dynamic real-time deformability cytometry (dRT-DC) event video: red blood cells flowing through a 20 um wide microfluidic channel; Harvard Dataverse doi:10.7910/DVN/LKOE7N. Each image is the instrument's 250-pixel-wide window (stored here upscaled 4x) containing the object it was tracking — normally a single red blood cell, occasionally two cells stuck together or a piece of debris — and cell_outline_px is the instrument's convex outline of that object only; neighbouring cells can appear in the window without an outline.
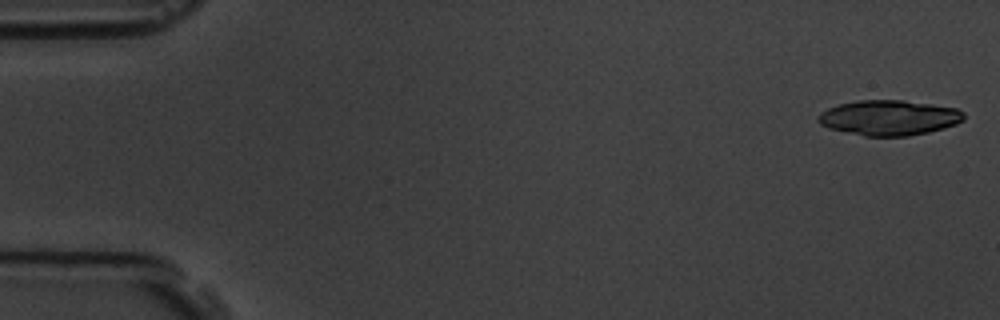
{"species": "common noctule bat (a hibernating species)", "species_latin": "Nyctalus noctula", "temperature_condition": "room temperature", "stored_images_in_passage": 9, "camera_frame_rate_fps": 3000, "um_per_image_px": 0.085, "animal": {"sex": "male", "body_mass_g": 19.5, "forearm_length_mm": 54.6}, "frame": {"image": 1, "passage_image": 1, "time_ms": 0.0, "image_size_px": [1000, 320], "cell_outline_px": [[964, 120], [956, 124], [944, 128], [928, 132], [908, 136], [864, 136], [828, 128], [820, 124], [816, 120], [820, 112], [828, 108], [840, 104], [860, 100], [904, 100], [956, 108], [964, 112]], "centroid_in_image_um": [75.56, 10.01], "position_along_channel_um": 9.4, "area_um2": 29.88}}
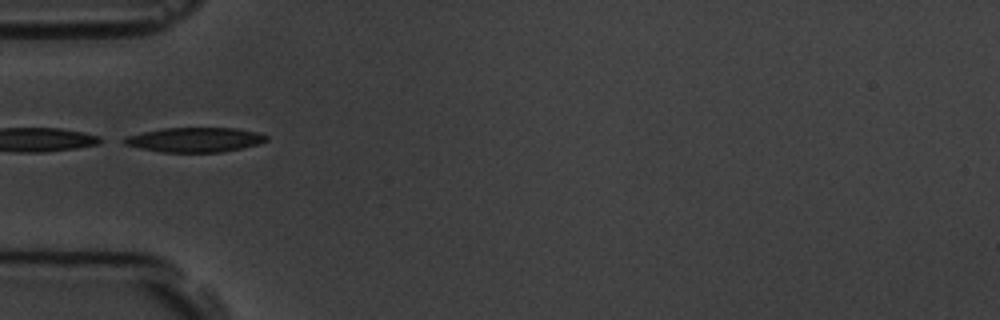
{"frame": {"image": 2, "passage_image": 6, "time_ms": 5.667, "image_size_px": [1000, 320], "cell_outline_px": [[268, 140], [260, 144], [220, 152], [160, 152], [140, 148], [124, 144], [116, 140], [124, 136], [164, 128], [236, 128], [256, 132], [268, 136]], "centroid_in_image_um": [16.5, 11.88], "position_along_channel_um": 68.5, "area_um2": 20.52}}
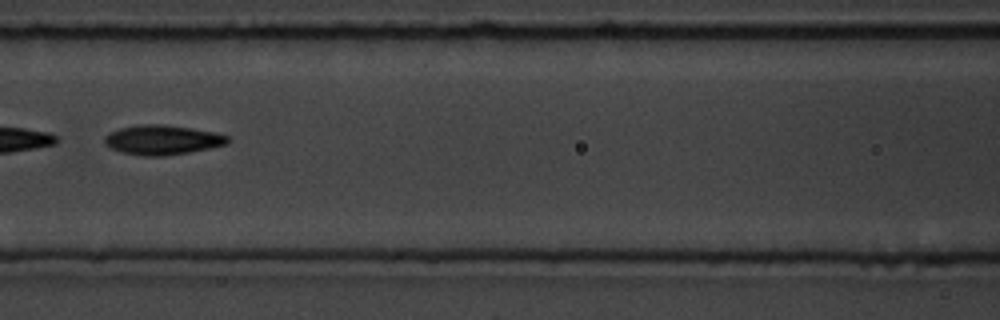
{"frame": {"image": 3, "passage_image": 8, "time_ms": 8.0, "image_size_px": [1000, 320], "cell_outline_px": [[232, 140], [228, 144], [188, 152], [164, 156], [144, 156], [124, 152], [112, 148], [104, 144], [104, 136], [108, 132], [120, 128], [136, 124], [160, 124], [192, 128], [216, 132], [228, 136]], "centroid_in_image_um": [13.81, 11.87], "position_along_channel_um": 152.8, "area_um2": 21.33}}